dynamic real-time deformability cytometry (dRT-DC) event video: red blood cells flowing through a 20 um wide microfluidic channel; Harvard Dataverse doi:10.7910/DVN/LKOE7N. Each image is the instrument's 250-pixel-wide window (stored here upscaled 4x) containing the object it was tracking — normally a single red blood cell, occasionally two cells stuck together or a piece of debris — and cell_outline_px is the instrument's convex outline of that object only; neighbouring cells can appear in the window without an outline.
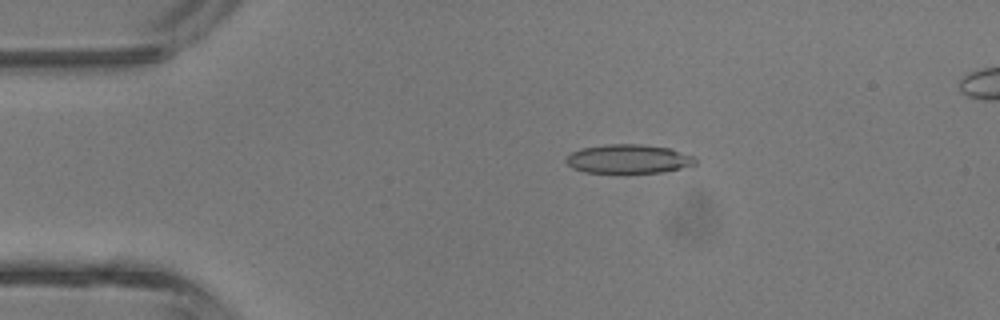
{"species": "common noctule bat (a hibernating species)", "species_latin": "Nyctalus noctula", "temperature_condition": "room temperature", "stored_images_in_passage": 4, "camera_frame_rate_fps": 3000, "um_per_image_px": 0.085, "animal": {"sex": "male", "body_mass_g": 13.3}, "frame": {"image": 1, "passage_image": 2, "time_ms": 2.0, "image_size_px": [1000, 320], "cell_outline_px": [[696, 164], [692, 168], [660, 172], [624, 176], [620, 176], [584, 172], [572, 168], [564, 160], [572, 152], [580, 148], [608, 144], [640, 144], [668, 148], [692, 156], [696, 160]], "centroid_in_image_um": [53.41, 13.57], "position_along_channel_um": 31.6, "area_um2": 22.95}}